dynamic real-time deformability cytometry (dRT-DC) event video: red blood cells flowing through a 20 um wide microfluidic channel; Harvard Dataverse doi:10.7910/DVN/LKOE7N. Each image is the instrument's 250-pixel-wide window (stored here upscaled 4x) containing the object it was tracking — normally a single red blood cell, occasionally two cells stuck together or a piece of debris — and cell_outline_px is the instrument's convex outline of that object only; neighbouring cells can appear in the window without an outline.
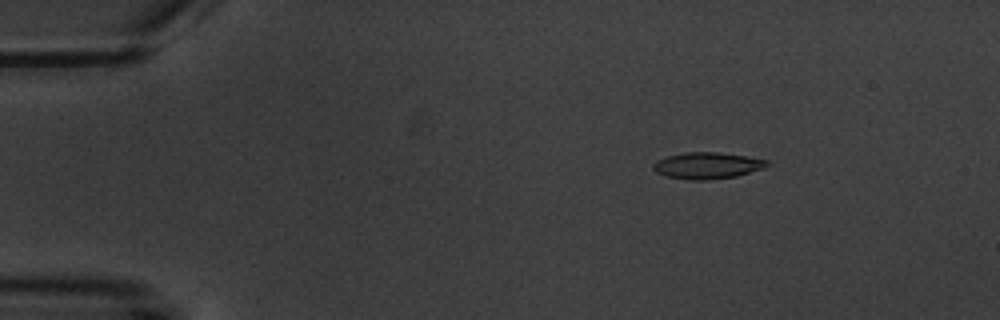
{"species": "common noctule bat (a hibernating species)", "species_latin": "Nyctalus noctula", "temperature_condition": "warm", "stored_images_in_passage": 5, "camera_frame_rate_fps": 3000, "um_per_image_px": 0.085, "animal": {"sex": "male", "body_mass_g": 20.1, "forearm_length_mm": 53.5}, "frame": {"image": 1, "passage_image": 3, "time_ms": 2.333, "image_size_px": [1000, 320], "cell_outline_px": [[768, 164], [764, 168], [736, 176], [704, 180], [688, 180], [664, 176], [656, 172], [652, 168], [652, 164], [656, 160], [668, 156], [684, 152], [720, 152], [768, 160]], "centroid_in_image_um": [60.06, 14.07], "position_along_channel_um": 24.9, "area_um2": 17.57}}